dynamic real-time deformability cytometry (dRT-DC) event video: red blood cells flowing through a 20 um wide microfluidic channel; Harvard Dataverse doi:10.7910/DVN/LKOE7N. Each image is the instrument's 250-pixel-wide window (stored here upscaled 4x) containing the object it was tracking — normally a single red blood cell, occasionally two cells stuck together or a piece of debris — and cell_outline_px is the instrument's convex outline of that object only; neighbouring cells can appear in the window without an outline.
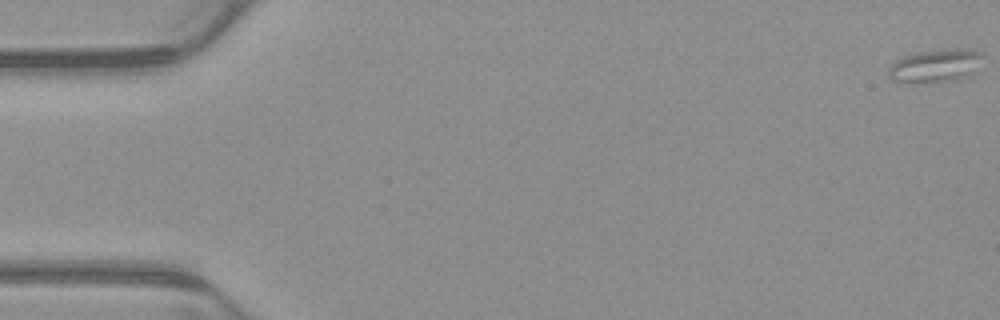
{"species": "common noctule bat (a hibernating species)", "species_latin": "Nyctalus noctula", "temperature_condition": "warm", "stored_images_in_passage": 55, "camera_frame_rate_fps": 3000, "um_per_image_px": 0.085, "animal": {"sex": "male", "body_mass_g": 23.1, "forearm_length_mm": 52.7}, "frame": {"image": 1, "passage_image": 1, "time_ms": 0.0, "image_size_px": [1000, 320], "cell_outline_px": [[984, 56], [972, 76], [960, 80], [892, 80], [888, 76], [888, 68], [896, 60], [912, 52], [948, 48], [976, 48]], "centroid_in_image_um": [79.62, 5.51], "position_along_channel_um": 5.4, "area_um2": 18.15}}
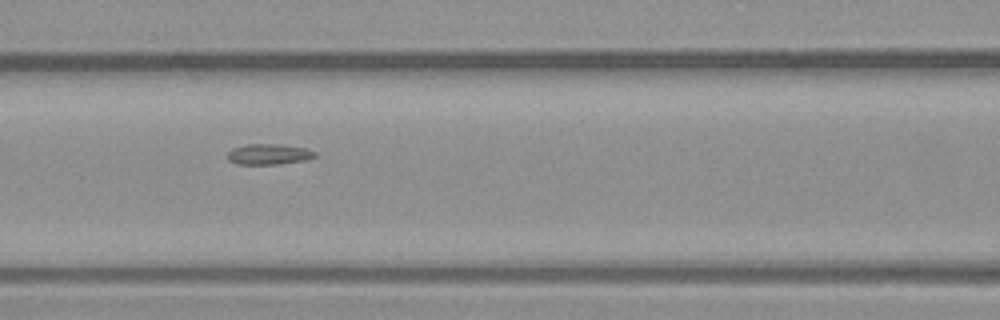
{"frame": {"image": 2, "passage_image": 24, "time_ms": 7.667, "image_size_px": [1000, 320], "cell_outline_px": [[316, 156], [308, 160], [276, 164], [236, 164], [228, 160], [228, 152], [232, 148], [244, 144], [276, 144], [308, 148], [316, 152]], "centroid_in_image_um": [22.86, 13.1], "position_along_channel_um": 143.7, "area_um2": 10.64}}
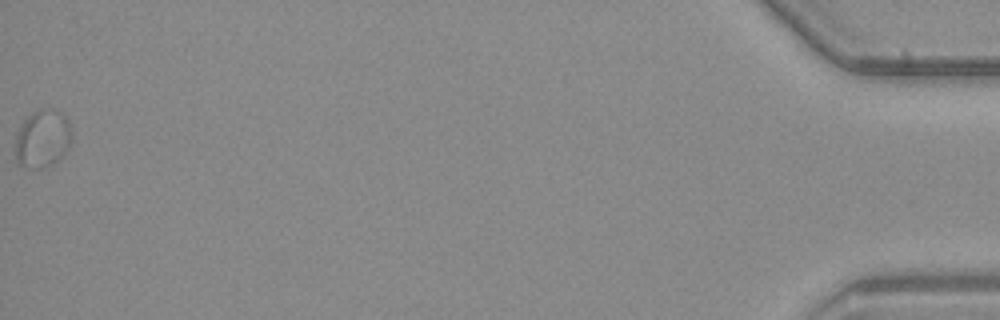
{"frame": {"image": 3, "passage_image": 55, "time_ms": 18.0, "image_size_px": [1000, 320], "cell_outline_px": [[72, 140], [64, 152], [52, 164], [44, 168], [36, 168], [20, 164], [16, 160], [16, 132], [20, 124], [32, 112], [40, 108], [52, 108], [60, 112], [68, 120], [72, 128]], "centroid_in_image_um": [3.62, 11.74], "position_along_channel_um": 431.6, "area_um2": 19.02}}